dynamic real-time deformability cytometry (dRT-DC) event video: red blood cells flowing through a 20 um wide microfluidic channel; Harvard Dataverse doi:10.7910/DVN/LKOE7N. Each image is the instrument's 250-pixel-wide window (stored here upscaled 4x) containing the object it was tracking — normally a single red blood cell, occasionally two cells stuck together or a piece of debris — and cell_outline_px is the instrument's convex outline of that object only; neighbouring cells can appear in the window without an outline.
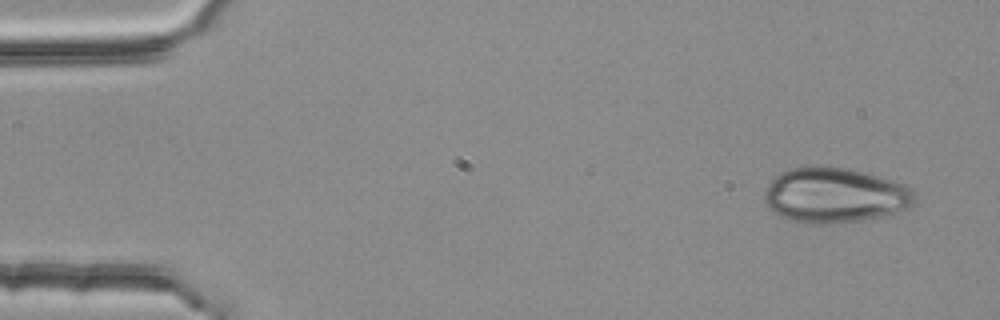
{"species": "common noctule bat (a hibernating species)", "species_latin": "Nyctalus noctula", "temperature_condition": "room temperature", "stored_images_in_passage": 4, "camera_frame_rate_fps": 3000, "um_per_image_px": 0.085, "animal": {"sex": "female", "body_mass_g": 25.1}, "frame": {"image": 1, "passage_image": 1, "time_ms": 0.0, "image_size_px": [1000, 320], "cell_outline_px": [[916, 200], [908, 208], [880, 216], [860, 220], [828, 224], [804, 224], [784, 220], [768, 208], [764, 204], [764, 192], [768, 184], [780, 172], [788, 168], [808, 164], [824, 164], [864, 172], [892, 180], [904, 184], [912, 188], [916, 196]], "centroid_in_image_um": [70.88, 16.58], "position_along_channel_um": 14.1, "area_um2": 49.25}}